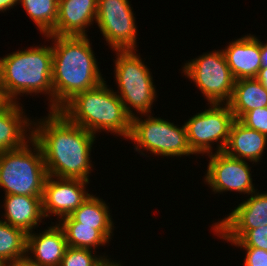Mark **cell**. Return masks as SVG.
I'll return each instance as SVG.
<instances>
[{"instance_id":"cell-18","label":"cell","mask_w":267,"mask_h":266,"mask_svg":"<svg viewBox=\"0 0 267 266\" xmlns=\"http://www.w3.org/2000/svg\"><path fill=\"white\" fill-rule=\"evenodd\" d=\"M267 145V136L246 127L235 119L231 125L229 138L223 152L233 158L258 163Z\"/></svg>"},{"instance_id":"cell-16","label":"cell","mask_w":267,"mask_h":266,"mask_svg":"<svg viewBox=\"0 0 267 266\" xmlns=\"http://www.w3.org/2000/svg\"><path fill=\"white\" fill-rule=\"evenodd\" d=\"M67 247L65 233L57 222L42 233L27 234V255L39 266H60Z\"/></svg>"},{"instance_id":"cell-10","label":"cell","mask_w":267,"mask_h":266,"mask_svg":"<svg viewBox=\"0 0 267 266\" xmlns=\"http://www.w3.org/2000/svg\"><path fill=\"white\" fill-rule=\"evenodd\" d=\"M129 0H98L96 22L115 50H136L137 26Z\"/></svg>"},{"instance_id":"cell-32","label":"cell","mask_w":267,"mask_h":266,"mask_svg":"<svg viewBox=\"0 0 267 266\" xmlns=\"http://www.w3.org/2000/svg\"><path fill=\"white\" fill-rule=\"evenodd\" d=\"M261 61L262 67H267V42H261Z\"/></svg>"},{"instance_id":"cell-23","label":"cell","mask_w":267,"mask_h":266,"mask_svg":"<svg viewBox=\"0 0 267 266\" xmlns=\"http://www.w3.org/2000/svg\"><path fill=\"white\" fill-rule=\"evenodd\" d=\"M58 225L63 229L69 247L95 251L96 247L110 241L94 226L81 225L77 221H59Z\"/></svg>"},{"instance_id":"cell-28","label":"cell","mask_w":267,"mask_h":266,"mask_svg":"<svg viewBox=\"0 0 267 266\" xmlns=\"http://www.w3.org/2000/svg\"><path fill=\"white\" fill-rule=\"evenodd\" d=\"M246 251L245 266H267V251L260 248H243Z\"/></svg>"},{"instance_id":"cell-14","label":"cell","mask_w":267,"mask_h":266,"mask_svg":"<svg viewBox=\"0 0 267 266\" xmlns=\"http://www.w3.org/2000/svg\"><path fill=\"white\" fill-rule=\"evenodd\" d=\"M98 0H59L55 28L49 35L87 36V30L96 21Z\"/></svg>"},{"instance_id":"cell-29","label":"cell","mask_w":267,"mask_h":266,"mask_svg":"<svg viewBox=\"0 0 267 266\" xmlns=\"http://www.w3.org/2000/svg\"><path fill=\"white\" fill-rule=\"evenodd\" d=\"M7 266H39L28 255L18 258Z\"/></svg>"},{"instance_id":"cell-7","label":"cell","mask_w":267,"mask_h":266,"mask_svg":"<svg viewBox=\"0 0 267 266\" xmlns=\"http://www.w3.org/2000/svg\"><path fill=\"white\" fill-rule=\"evenodd\" d=\"M145 116L146 119L142 120ZM131 118V130L127 139L136 143L135 151H143L164 157L189 156L194 153L189 147L185 124L182 127L174 123L153 117L150 114ZM143 149V150H141Z\"/></svg>"},{"instance_id":"cell-6","label":"cell","mask_w":267,"mask_h":266,"mask_svg":"<svg viewBox=\"0 0 267 266\" xmlns=\"http://www.w3.org/2000/svg\"><path fill=\"white\" fill-rule=\"evenodd\" d=\"M136 51L115 50L117 58L114 60V78L118 85V92L115 93H118L125 111L131 118L136 116L134 109L139 115L150 114L152 103L157 97L152 73Z\"/></svg>"},{"instance_id":"cell-22","label":"cell","mask_w":267,"mask_h":266,"mask_svg":"<svg viewBox=\"0 0 267 266\" xmlns=\"http://www.w3.org/2000/svg\"><path fill=\"white\" fill-rule=\"evenodd\" d=\"M27 255V233L0 219V261L8 265Z\"/></svg>"},{"instance_id":"cell-2","label":"cell","mask_w":267,"mask_h":266,"mask_svg":"<svg viewBox=\"0 0 267 266\" xmlns=\"http://www.w3.org/2000/svg\"><path fill=\"white\" fill-rule=\"evenodd\" d=\"M45 37L54 41L51 46L53 110H59L75 94L98 86L104 78L88 35Z\"/></svg>"},{"instance_id":"cell-27","label":"cell","mask_w":267,"mask_h":266,"mask_svg":"<svg viewBox=\"0 0 267 266\" xmlns=\"http://www.w3.org/2000/svg\"><path fill=\"white\" fill-rule=\"evenodd\" d=\"M239 121L246 127L267 136V107L250 110L246 112Z\"/></svg>"},{"instance_id":"cell-34","label":"cell","mask_w":267,"mask_h":266,"mask_svg":"<svg viewBox=\"0 0 267 266\" xmlns=\"http://www.w3.org/2000/svg\"><path fill=\"white\" fill-rule=\"evenodd\" d=\"M0 266H6V265H4V264L0 261Z\"/></svg>"},{"instance_id":"cell-11","label":"cell","mask_w":267,"mask_h":266,"mask_svg":"<svg viewBox=\"0 0 267 266\" xmlns=\"http://www.w3.org/2000/svg\"><path fill=\"white\" fill-rule=\"evenodd\" d=\"M210 160L204 182L215 194L236 191L248 196L255 190L252 183L251 168L246 160L236 159L224 152L208 154Z\"/></svg>"},{"instance_id":"cell-25","label":"cell","mask_w":267,"mask_h":266,"mask_svg":"<svg viewBox=\"0 0 267 266\" xmlns=\"http://www.w3.org/2000/svg\"><path fill=\"white\" fill-rule=\"evenodd\" d=\"M215 234L238 248H260L267 251V226L253 230H214Z\"/></svg>"},{"instance_id":"cell-15","label":"cell","mask_w":267,"mask_h":266,"mask_svg":"<svg viewBox=\"0 0 267 266\" xmlns=\"http://www.w3.org/2000/svg\"><path fill=\"white\" fill-rule=\"evenodd\" d=\"M23 110L19 102L0 105V153L21 148L33 138V121Z\"/></svg>"},{"instance_id":"cell-9","label":"cell","mask_w":267,"mask_h":266,"mask_svg":"<svg viewBox=\"0 0 267 266\" xmlns=\"http://www.w3.org/2000/svg\"><path fill=\"white\" fill-rule=\"evenodd\" d=\"M209 107L184 123L188 144L194 154L213 153L214 142L219 143L216 152H223L235 120L228 104H210Z\"/></svg>"},{"instance_id":"cell-26","label":"cell","mask_w":267,"mask_h":266,"mask_svg":"<svg viewBox=\"0 0 267 266\" xmlns=\"http://www.w3.org/2000/svg\"><path fill=\"white\" fill-rule=\"evenodd\" d=\"M97 256V257H96ZM119 262L108 259L105 255H93L90 249L67 247L60 266H112Z\"/></svg>"},{"instance_id":"cell-24","label":"cell","mask_w":267,"mask_h":266,"mask_svg":"<svg viewBox=\"0 0 267 266\" xmlns=\"http://www.w3.org/2000/svg\"><path fill=\"white\" fill-rule=\"evenodd\" d=\"M20 3L37 25L40 34L49 35L56 25L59 0H19Z\"/></svg>"},{"instance_id":"cell-8","label":"cell","mask_w":267,"mask_h":266,"mask_svg":"<svg viewBox=\"0 0 267 266\" xmlns=\"http://www.w3.org/2000/svg\"><path fill=\"white\" fill-rule=\"evenodd\" d=\"M184 76L194 81L209 104H226L231 100L235 78L222 50L205 53L185 63Z\"/></svg>"},{"instance_id":"cell-5","label":"cell","mask_w":267,"mask_h":266,"mask_svg":"<svg viewBox=\"0 0 267 266\" xmlns=\"http://www.w3.org/2000/svg\"><path fill=\"white\" fill-rule=\"evenodd\" d=\"M47 176L42 149L33 138L21 148L0 153V187L5 195L42 197Z\"/></svg>"},{"instance_id":"cell-19","label":"cell","mask_w":267,"mask_h":266,"mask_svg":"<svg viewBox=\"0 0 267 266\" xmlns=\"http://www.w3.org/2000/svg\"><path fill=\"white\" fill-rule=\"evenodd\" d=\"M3 208L5 222L24 230L27 234L39 227L44 219L42 197L26 195H5Z\"/></svg>"},{"instance_id":"cell-3","label":"cell","mask_w":267,"mask_h":266,"mask_svg":"<svg viewBox=\"0 0 267 266\" xmlns=\"http://www.w3.org/2000/svg\"><path fill=\"white\" fill-rule=\"evenodd\" d=\"M53 51L50 46H35L1 58L0 95L4 102H18V95L48 94L53 110Z\"/></svg>"},{"instance_id":"cell-4","label":"cell","mask_w":267,"mask_h":266,"mask_svg":"<svg viewBox=\"0 0 267 266\" xmlns=\"http://www.w3.org/2000/svg\"><path fill=\"white\" fill-rule=\"evenodd\" d=\"M59 111L72 123L92 134L108 131L128 138L131 117L118 95L104 80L98 86L75 94Z\"/></svg>"},{"instance_id":"cell-13","label":"cell","mask_w":267,"mask_h":266,"mask_svg":"<svg viewBox=\"0 0 267 266\" xmlns=\"http://www.w3.org/2000/svg\"><path fill=\"white\" fill-rule=\"evenodd\" d=\"M235 80L256 78L262 68L261 41L254 35H246L222 50Z\"/></svg>"},{"instance_id":"cell-12","label":"cell","mask_w":267,"mask_h":266,"mask_svg":"<svg viewBox=\"0 0 267 266\" xmlns=\"http://www.w3.org/2000/svg\"><path fill=\"white\" fill-rule=\"evenodd\" d=\"M86 184L89 181L48 175L42 194L44 217L50 214L59 219L69 216L91 195L86 191Z\"/></svg>"},{"instance_id":"cell-20","label":"cell","mask_w":267,"mask_h":266,"mask_svg":"<svg viewBox=\"0 0 267 266\" xmlns=\"http://www.w3.org/2000/svg\"><path fill=\"white\" fill-rule=\"evenodd\" d=\"M110 214L106 202L92 194L69 216L58 221H77L81 225L94 226L109 240L114 230Z\"/></svg>"},{"instance_id":"cell-31","label":"cell","mask_w":267,"mask_h":266,"mask_svg":"<svg viewBox=\"0 0 267 266\" xmlns=\"http://www.w3.org/2000/svg\"><path fill=\"white\" fill-rule=\"evenodd\" d=\"M256 79L261 82L264 88L267 90V67H262L259 70Z\"/></svg>"},{"instance_id":"cell-1","label":"cell","mask_w":267,"mask_h":266,"mask_svg":"<svg viewBox=\"0 0 267 266\" xmlns=\"http://www.w3.org/2000/svg\"><path fill=\"white\" fill-rule=\"evenodd\" d=\"M32 131L49 176L89 181L96 135L70 122L59 110H49L46 118L33 121Z\"/></svg>"},{"instance_id":"cell-30","label":"cell","mask_w":267,"mask_h":266,"mask_svg":"<svg viewBox=\"0 0 267 266\" xmlns=\"http://www.w3.org/2000/svg\"><path fill=\"white\" fill-rule=\"evenodd\" d=\"M19 4V0H0V12L9 10Z\"/></svg>"},{"instance_id":"cell-21","label":"cell","mask_w":267,"mask_h":266,"mask_svg":"<svg viewBox=\"0 0 267 266\" xmlns=\"http://www.w3.org/2000/svg\"><path fill=\"white\" fill-rule=\"evenodd\" d=\"M227 104L239 120L250 110L267 107V90L256 78L235 80L232 98Z\"/></svg>"},{"instance_id":"cell-17","label":"cell","mask_w":267,"mask_h":266,"mask_svg":"<svg viewBox=\"0 0 267 266\" xmlns=\"http://www.w3.org/2000/svg\"><path fill=\"white\" fill-rule=\"evenodd\" d=\"M263 226H267V193L255 191L227 217L215 222L212 230H253Z\"/></svg>"},{"instance_id":"cell-33","label":"cell","mask_w":267,"mask_h":266,"mask_svg":"<svg viewBox=\"0 0 267 266\" xmlns=\"http://www.w3.org/2000/svg\"><path fill=\"white\" fill-rule=\"evenodd\" d=\"M3 103H4V101H3V99H2V97L0 95V105H2Z\"/></svg>"}]
</instances>
